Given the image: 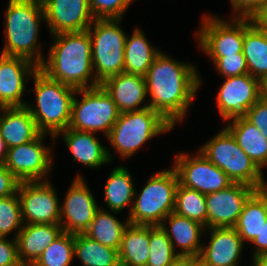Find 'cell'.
Wrapping results in <instances>:
<instances>
[{"instance_id": "6da1fadb", "label": "cell", "mask_w": 267, "mask_h": 266, "mask_svg": "<svg viewBox=\"0 0 267 266\" xmlns=\"http://www.w3.org/2000/svg\"><path fill=\"white\" fill-rule=\"evenodd\" d=\"M160 52L145 75L148 105L173 127L183 120L201 79L192 64L173 60Z\"/></svg>"}, {"instance_id": "7a4b0ae2", "label": "cell", "mask_w": 267, "mask_h": 266, "mask_svg": "<svg viewBox=\"0 0 267 266\" xmlns=\"http://www.w3.org/2000/svg\"><path fill=\"white\" fill-rule=\"evenodd\" d=\"M53 37L55 41L50 47L48 61L44 60L38 69L51 80L59 81L75 89L99 86L100 84L92 73L94 70L88 30L62 32L54 34ZM89 80H92L91 84H88Z\"/></svg>"}, {"instance_id": "3957f363", "label": "cell", "mask_w": 267, "mask_h": 266, "mask_svg": "<svg viewBox=\"0 0 267 266\" xmlns=\"http://www.w3.org/2000/svg\"><path fill=\"white\" fill-rule=\"evenodd\" d=\"M5 13L7 43L1 54L22 57L40 66L45 60L37 47L39 25L45 21L42 0H9Z\"/></svg>"}, {"instance_id": "277c9868", "label": "cell", "mask_w": 267, "mask_h": 266, "mask_svg": "<svg viewBox=\"0 0 267 266\" xmlns=\"http://www.w3.org/2000/svg\"><path fill=\"white\" fill-rule=\"evenodd\" d=\"M36 106L26 104L42 134L50 133L55 139L66 130L71 118V105L77 89L51 80L39 69L32 75Z\"/></svg>"}, {"instance_id": "5b68a950", "label": "cell", "mask_w": 267, "mask_h": 266, "mask_svg": "<svg viewBox=\"0 0 267 266\" xmlns=\"http://www.w3.org/2000/svg\"><path fill=\"white\" fill-rule=\"evenodd\" d=\"M177 185L178 177L173 168L150 176L141 193L137 194L135 189L133 206L127 218L129 224L160 226L174 212Z\"/></svg>"}, {"instance_id": "8992f818", "label": "cell", "mask_w": 267, "mask_h": 266, "mask_svg": "<svg viewBox=\"0 0 267 266\" xmlns=\"http://www.w3.org/2000/svg\"><path fill=\"white\" fill-rule=\"evenodd\" d=\"M199 151L219 167L233 183L245 184L257 190L263 189L266 183L263 171L237 144L226 127Z\"/></svg>"}, {"instance_id": "52a82bcc", "label": "cell", "mask_w": 267, "mask_h": 266, "mask_svg": "<svg viewBox=\"0 0 267 266\" xmlns=\"http://www.w3.org/2000/svg\"><path fill=\"white\" fill-rule=\"evenodd\" d=\"M173 126L158 112L147 107L141 110L119 113L107 139L120 157H131L147 140L169 130Z\"/></svg>"}, {"instance_id": "ba28073f", "label": "cell", "mask_w": 267, "mask_h": 266, "mask_svg": "<svg viewBox=\"0 0 267 266\" xmlns=\"http://www.w3.org/2000/svg\"><path fill=\"white\" fill-rule=\"evenodd\" d=\"M121 19H95L87 29L91 38L92 66L99 84L124 72L127 34L119 26ZM93 28V30H92Z\"/></svg>"}, {"instance_id": "9c48e42d", "label": "cell", "mask_w": 267, "mask_h": 266, "mask_svg": "<svg viewBox=\"0 0 267 266\" xmlns=\"http://www.w3.org/2000/svg\"><path fill=\"white\" fill-rule=\"evenodd\" d=\"M75 94L83 95L80 102L75 98ZM75 94L68 128L93 133L102 131L107 137L119 116L112 97L101 85L77 89Z\"/></svg>"}, {"instance_id": "30bf717a", "label": "cell", "mask_w": 267, "mask_h": 266, "mask_svg": "<svg viewBox=\"0 0 267 266\" xmlns=\"http://www.w3.org/2000/svg\"><path fill=\"white\" fill-rule=\"evenodd\" d=\"M198 43L209 57H226L243 53L245 18H234L230 22L218 17L204 16Z\"/></svg>"}, {"instance_id": "8fae6325", "label": "cell", "mask_w": 267, "mask_h": 266, "mask_svg": "<svg viewBox=\"0 0 267 266\" xmlns=\"http://www.w3.org/2000/svg\"><path fill=\"white\" fill-rule=\"evenodd\" d=\"M173 169L177 174L180 185L197 190L205 195L225 189L233 183L201 151H198V154L194 157L179 153L176 155Z\"/></svg>"}, {"instance_id": "7c38bea8", "label": "cell", "mask_w": 267, "mask_h": 266, "mask_svg": "<svg viewBox=\"0 0 267 266\" xmlns=\"http://www.w3.org/2000/svg\"><path fill=\"white\" fill-rule=\"evenodd\" d=\"M17 194L24 224H60L61 206L48 180L20 182Z\"/></svg>"}, {"instance_id": "4fadbf2b", "label": "cell", "mask_w": 267, "mask_h": 266, "mask_svg": "<svg viewBox=\"0 0 267 266\" xmlns=\"http://www.w3.org/2000/svg\"><path fill=\"white\" fill-rule=\"evenodd\" d=\"M41 134L37 139L8 149L4 167L20 182L47 181L51 169V149L44 147ZM43 179V180H42Z\"/></svg>"}, {"instance_id": "5bb4252c", "label": "cell", "mask_w": 267, "mask_h": 266, "mask_svg": "<svg viewBox=\"0 0 267 266\" xmlns=\"http://www.w3.org/2000/svg\"><path fill=\"white\" fill-rule=\"evenodd\" d=\"M99 208L83 177L78 174L61 205L62 230L72 234L84 233Z\"/></svg>"}, {"instance_id": "9a60e30c", "label": "cell", "mask_w": 267, "mask_h": 266, "mask_svg": "<svg viewBox=\"0 0 267 266\" xmlns=\"http://www.w3.org/2000/svg\"><path fill=\"white\" fill-rule=\"evenodd\" d=\"M257 189L232 183L225 189L206 194L207 229L234 227L245 202Z\"/></svg>"}, {"instance_id": "2e32d148", "label": "cell", "mask_w": 267, "mask_h": 266, "mask_svg": "<svg viewBox=\"0 0 267 266\" xmlns=\"http://www.w3.org/2000/svg\"><path fill=\"white\" fill-rule=\"evenodd\" d=\"M260 99L259 80L249 73L226 77L217 94L218 111L223 120L244 116Z\"/></svg>"}, {"instance_id": "e0dca14e", "label": "cell", "mask_w": 267, "mask_h": 266, "mask_svg": "<svg viewBox=\"0 0 267 266\" xmlns=\"http://www.w3.org/2000/svg\"><path fill=\"white\" fill-rule=\"evenodd\" d=\"M52 35L86 31L95 20L88 0H42Z\"/></svg>"}, {"instance_id": "ac0fdd59", "label": "cell", "mask_w": 267, "mask_h": 266, "mask_svg": "<svg viewBox=\"0 0 267 266\" xmlns=\"http://www.w3.org/2000/svg\"><path fill=\"white\" fill-rule=\"evenodd\" d=\"M37 70L38 66L28 59L0 55V108L26 106L27 102L22 101L25 82Z\"/></svg>"}, {"instance_id": "d6986e66", "label": "cell", "mask_w": 267, "mask_h": 266, "mask_svg": "<svg viewBox=\"0 0 267 266\" xmlns=\"http://www.w3.org/2000/svg\"><path fill=\"white\" fill-rule=\"evenodd\" d=\"M211 236L208 245L202 246L199 259L206 266H238L243 240L234 227L208 228Z\"/></svg>"}, {"instance_id": "ffe728a7", "label": "cell", "mask_w": 267, "mask_h": 266, "mask_svg": "<svg viewBox=\"0 0 267 266\" xmlns=\"http://www.w3.org/2000/svg\"><path fill=\"white\" fill-rule=\"evenodd\" d=\"M100 85L112 97L119 113L149 107L147 104L139 106L147 97L145 77L122 72L106 79Z\"/></svg>"}, {"instance_id": "44dd1931", "label": "cell", "mask_w": 267, "mask_h": 266, "mask_svg": "<svg viewBox=\"0 0 267 266\" xmlns=\"http://www.w3.org/2000/svg\"><path fill=\"white\" fill-rule=\"evenodd\" d=\"M62 232L60 224H24L16 237L20 264L32 266Z\"/></svg>"}, {"instance_id": "7402d4cb", "label": "cell", "mask_w": 267, "mask_h": 266, "mask_svg": "<svg viewBox=\"0 0 267 266\" xmlns=\"http://www.w3.org/2000/svg\"><path fill=\"white\" fill-rule=\"evenodd\" d=\"M0 134L7 148L37 139L42 133L26 106L1 107Z\"/></svg>"}, {"instance_id": "603a6c76", "label": "cell", "mask_w": 267, "mask_h": 266, "mask_svg": "<svg viewBox=\"0 0 267 266\" xmlns=\"http://www.w3.org/2000/svg\"><path fill=\"white\" fill-rule=\"evenodd\" d=\"M74 161L90 168H98L112 160L113 155L95 137L96 133L67 128L60 132Z\"/></svg>"}, {"instance_id": "cb8c5ba5", "label": "cell", "mask_w": 267, "mask_h": 266, "mask_svg": "<svg viewBox=\"0 0 267 266\" xmlns=\"http://www.w3.org/2000/svg\"><path fill=\"white\" fill-rule=\"evenodd\" d=\"M166 220L170 222L169 229L165 226ZM163 222L160 226L166 232L174 251L176 244L182 250L177 252L179 256L199 257L203 246L200 244V237H202V230L206 229L204 225L175 212L170 213Z\"/></svg>"}, {"instance_id": "d4e9b609", "label": "cell", "mask_w": 267, "mask_h": 266, "mask_svg": "<svg viewBox=\"0 0 267 266\" xmlns=\"http://www.w3.org/2000/svg\"><path fill=\"white\" fill-rule=\"evenodd\" d=\"M232 123L225 126L235 138L237 144L262 170L267 165V139L244 116L232 118Z\"/></svg>"}, {"instance_id": "484cf974", "label": "cell", "mask_w": 267, "mask_h": 266, "mask_svg": "<svg viewBox=\"0 0 267 266\" xmlns=\"http://www.w3.org/2000/svg\"><path fill=\"white\" fill-rule=\"evenodd\" d=\"M267 220V193L256 190L245 202L243 210L234 226L243 242H252L259 236Z\"/></svg>"}, {"instance_id": "4316f807", "label": "cell", "mask_w": 267, "mask_h": 266, "mask_svg": "<svg viewBox=\"0 0 267 266\" xmlns=\"http://www.w3.org/2000/svg\"><path fill=\"white\" fill-rule=\"evenodd\" d=\"M149 226L129 224L122 235L118 250L124 266H146L150 254Z\"/></svg>"}, {"instance_id": "83f0119b", "label": "cell", "mask_w": 267, "mask_h": 266, "mask_svg": "<svg viewBox=\"0 0 267 266\" xmlns=\"http://www.w3.org/2000/svg\"><path fill=\"white\" fill-rule=\"evenodd\" d=\"M243 55L252 77L260 80L267 75V33L260 31L250 18H245Z\"/></svg>"}, {"instance_id": "f1b7e54d", "label": "cell", "mask_w": 267, "mask_h": 266, "mask_svg": "<svg viewBox=\"0 0 267 266\" xmlns=\"http://www.w3.org/2000/svg\"><path fill=\"white\" fill-rule=\"evenodd\" d=\"M153 48L140 29L127 36L124 51V72L145 77L155 57L160 53Z\"/></svg>"}, {"instance_id": "f546056e", "label": "cell", "mask_w": 267, "mask_h": 266, "mask_svg": "<svg viewBox=\"0 0 267 266\" xmlns=\"http://www.w3.org/2000/svg\"><path fill=\"white\" fill-rule=\"evenodd\" d=\"M135 187L131 173L124 166L114 168L109 175L105 189L104 197L108 208L119 213L131 202L133 205Z\"/></svg>"}, {"instance_id": "4dcf8cb0", "label": "cell", "mask_w": 267, "mask_h": 266, "mask_svg": "<svg viewBox=\"0 0 267 266\" xmlns=\"http://www.w3.org/2000/svg\"><path fill=\"white\" fill-rule=\"evenodd\" d=\"M74 256L83 266H118V250L104 246L84 233L74 234Z\"/></svg>"}, {"instance_id": "1f68e13d", "label": "cell", "mask_w": 267, "mask_h": 266, "mask_svg": "<svg viewBox=\"0 0 267 266\" xmlns=\"http://www.w3.org/2000/svg\"><path fill=\"white\" fill-rule=\"evenodd\" d=\"M128 225V221L124 224L108 211L99 208L84 234L104 246L119 250L123 232Z\"/></svg>"}, {"instance_id": "d6a6232c", "label": "cell", "mask_w": 267, "mask_h": 266, "mask_svg": "<svg viewBox=\"0 0 267 266\" xmlns=\"http://www.w3.org/2000/svg\"><path fill=\"white\" fill-rule=\"evenodd\" d=\"M174 212L180 216L201 223L207 230V205L205 194L184 187L178 183L175 191Z\"/></svg>"}, {"instance_id": "836d02e7", "label": "cell", "mask_w": 267, "mask_h": 266, "mask_svg": "<svg viewBox=\"0 0 267 266\" xmlns=\"http://www.w3.org/2000/svg\"><path fill=\"white\" fill-rule=\"evenodd\" d=\"M74 256V234L62 232L32 266H70Z\"/></svg>"}, {"instance_id": "e575fe53", "label": "cell", "mask_w": 267, "mask_h": 266, "mask_svg": "<svg viewBox=\"0 0 267 266\" xmlns=\"http://www.w3.org/2000/svg\"><path fill=\"white\" fill-rule=\"evenodd\" d=\"M150 254L146 266H168L179 257L161 226H149Z\"/></svg>"}, {"instance_id": "d590c367", "label": "cell", "mask_w": 267, "mask_h": 266, "mask_svg": "<svg viewBox=\"0 0 267 266\" xmlns=\"http://www.w3.org/2000/svg\"><path fill=\"white\" fill-rule=\"evenodd\" d=\"M23 225L18 194L0 198V237H7V234L17 230L16 239Z\"/></svg>"}, {"instance_id": "8d00e7d4", "label": "cell", "mask_w": 267, "mask_h": 266, "mask_svg": "<svg viewBox=\"0 0 267 266\" xmlns=\"http://www.w3.org/2000/svg\"><path fill=\"white\" fill-rule=\"evenodd\" d=\"M133 0H88L95 19H121Z\"/></svg>"}, {"instance_id": "74e56055", "label": "cell", "mask_w": 267, "mask_h": 266, "mask_svg": "<svg viewBox=\"0 0 267 266\" xmlns=\"http://www.w3.org/2000/svg\"><path fill=\"white\" fill-rule=\"evenodd\" d=\"M216 69L226 77L240 76L248 73L246 59L243 53L227 55L226 57H210Z\"/></svg>"}, {"instance_id": "f35d334b", "label": "cell", "mask_w": 267, "mask_h": 266, "mask_svg": "<svg viewBox=\"0 0 267 266\" xmlns=\"http://www.w3.org/2000/svg\"><path fill=\"white\" fill-rule=\"evenodd\" d=\"M267 139V101L259 99L244 115Z\"/></svg>"}, {"instance_id": "ab89813d", "label": "cell", "mask_w": 267, "mask_h": 266, "mask_svg": "<svg viewBox=\"0 0 267 266\" xmlns=\"http://www.w3.org/2000/svg\"><path fill=\"white\" fill-rule=\"evenodd\" d=\"M0 266H22L18 260L17 242L0 237Z\"/></svg>"}, {"instance_id": "60d3db41", "label": "cell", "mask_w": 267, "mask_h": 266, "mask_svg": "<svg viewBox=\"0 0 267 266\" xmlns=\"http://www.w3.org/2000/svg\"><path fill=\"white\" fill-rule=\"evenodd\" d=\"M235 18H251L267 0H230ZM236 15V13H238Z\"/></svg>"}, {"instance_id": "b9f144b4", "label": "cell", "mask_w": 267, "mask_h": 266, "mask_svg": "<svg viewBox=\"0 0 267 266\" xmlns=\"http://www.w3.org/2000/svg\"><path fill=\"white\" fill-rule=\"evenodd\" d=\"M20 181L4 166H0V198L17 193Z\"/></svg>"}, {"instance_id": "7bdbcfd3", "label": "cell", "mask_w": 267, "mask_h": 266, "mask_svg": "<svg viewBox=\"0 0 267 266\" xmlns=\"http://www.w3.org/2000/svg\"><path fill=\"white\" fill-rule=\"evenodd\" d=\"M252 243L255 245L254 254L252 257H255L256 255L267 253V220L265 222V225H263L262 230L259 233V236H257Z\"/></svg>"}, {"instance_id": "ee69618b", "label": "cell", "mask_w": 267, "mask_h": 266, "mask_svg": "<svg viewBox=\"0 0 267 266\" xmlns=\"http://www.w3.org/2000/svg\"><path fill=\"white\" fill-rule=\"evenodd\" d=\"M250 19L260 31L267 33V2Z\"/></svg>"}, {"instance_id": "f6af8a7d", "label": "cell", "mask_w": 267, "mask_h": 266, "mask_svg": "<svg viewBox=\"0 0 267 266\" xmlns=\"http://www.w3.org/2000/svg\"><path fill=\"white\" fill-rule=\"evenodd\" d=\"M8 148L0 134V166H4L7 158Z\"/></svg>"}, {"instance_id": "bcb514c9", "label": "cell", "mask_w": 267, "mask_h": 266, "mask_svg": "<svg viewBox=\"0 0 267 266\" xmlns=\"http://www.w3.org/2000/svg\"><path fill=\"white\" fill-rule=\"evenodd\" d=\"M260 99L267 101V75L259 80Z\"/></svg>"}, {"instance_id": "7dc6e473", "label": "cell", "mask_w": 267, "mask_h": 266, "mask_svg": "<svg viewBox=\"0 0 267 266\" xmlns=\"http://www.w3.org/2000/svg\"><path fill=\"white\" fill-rule=\"evenodd\" d=\"M252 260V266H267V253L256 255Z\"/></svg>"}, {"instance_id": "c3c4849f", "label": "cell", "mask_w": 267, "mask_h": 266, "mask_svg": "<svg viewBox=\"0 0 267 266\" xmlns=\"http://www.w3.org/2000/svg\"><path fill=\"white\" fill-rule=\"evenodd\" d=\"M187 266H206L198 257L187 256Z\"/></svg>"}, {"instance_id": "681fc988", "label": "cell", "mask_w": 267, "mask_h": 266, "mask_svg": "<svg viewBox=\"0 0 267 266\" xmlns=\"http://www.w3.org/2000/svg\"><path fill=\"white\" fill-rule=\"evenodd\" d=\"M168 266H187V256H179Z\"/></svg>"}, {"instance_id": "f907efd6", "label": "cell", "mask_w": 267, "mask_h": 266, "mask_svg": "<svg viewBox=\"0 0 267 266\" xmlns=\"http://www.w3.org/2000/svg\"><path fill=\"white\" fill-rule=\"evenodd\" d=\"M263 189H264V190L266 191V193H267V182L264 184Z\"/></svg>"}]
</instances>
